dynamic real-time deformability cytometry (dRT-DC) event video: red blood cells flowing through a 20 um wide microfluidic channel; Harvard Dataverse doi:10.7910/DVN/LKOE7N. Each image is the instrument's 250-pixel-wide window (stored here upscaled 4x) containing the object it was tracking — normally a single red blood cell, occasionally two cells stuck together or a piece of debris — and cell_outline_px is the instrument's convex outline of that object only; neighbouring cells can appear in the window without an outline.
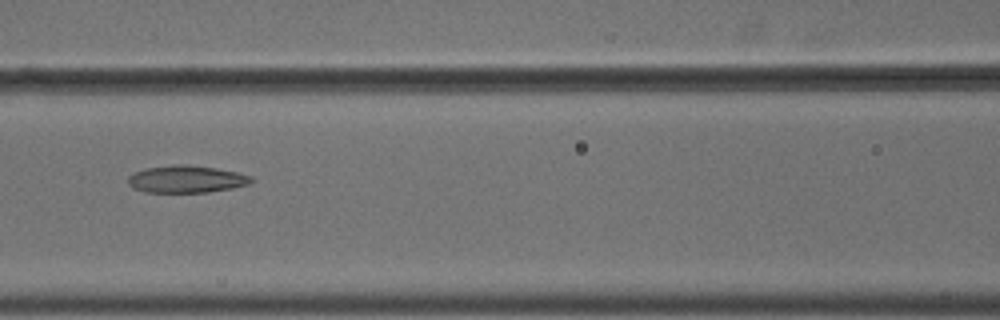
{"species": "common noctule bat (a hibernating species)", "species_latin": "Nyctalus noctula", "temperature_condition": "cold", "stored_images_in_passage": 4, "camera_frame_rate_fps": 3000, "um_per_image_px": 0.085, "animal": {"sex": "male", "body_mass_g": 18.8}, "frame": {"image": 1, "passage_image": 4, "time_ms": 1.0, "image_size_px": [1000, 320], "cell_outline_px": [[252, 180], [248, 184], [232, 188], [208, 192], [144, 192], [132, 188], [128, 184], [128, 176], [136, 172], [148, 168], [176, 164], [188, 164], [216, 168], [236, 172], [252, 176]], "centroid_in_image_um": [15.83, 15.23], "position_along_channel_um": 150.8, "area_um2": 19.48}}